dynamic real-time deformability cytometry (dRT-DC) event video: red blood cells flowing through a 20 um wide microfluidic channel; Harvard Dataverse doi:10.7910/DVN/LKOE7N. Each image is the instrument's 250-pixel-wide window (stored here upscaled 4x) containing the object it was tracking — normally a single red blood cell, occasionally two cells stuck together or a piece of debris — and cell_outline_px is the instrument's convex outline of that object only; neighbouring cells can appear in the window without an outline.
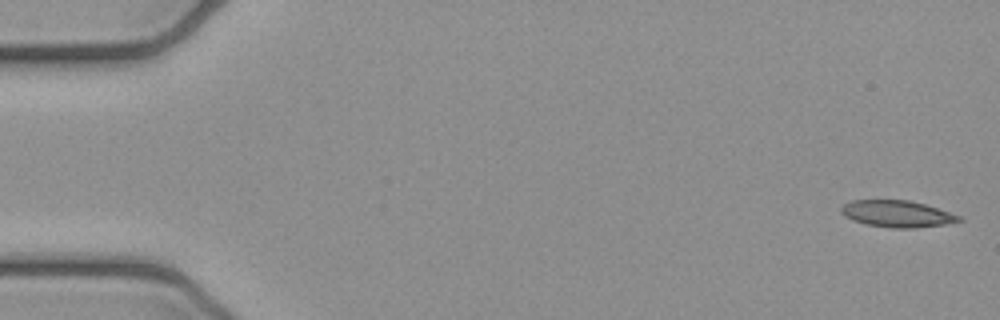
{"species": "common noctule bat (a hibernating species)", "species_latin": "Nyctalus noctula", "temperature_condition": "cold", "stored_images_in_passage": 14, "camera_frame_rate_fps": 3000, "um_per_image_px": 0.085, "animal": {"sex": "female", "body_mass_g": 21.9}, "frame": {"image": 1, "passage_image": 1, "time_ms": 0.0, "image_size_px": [1000, 320], "cell_outline_px": [[964, 220], [944, 224], [916, 228], [892, 228], [864, 224], [852, 220], [844, 216], [840, 212], [840, 208], [844, 204], [852, 200], [908, 200], [924, 204], [960, 216]], "centroid_in_image_um": [76.2, 18.18], "position_along_channel_um": 8.8, "area_um2": 18.26}}